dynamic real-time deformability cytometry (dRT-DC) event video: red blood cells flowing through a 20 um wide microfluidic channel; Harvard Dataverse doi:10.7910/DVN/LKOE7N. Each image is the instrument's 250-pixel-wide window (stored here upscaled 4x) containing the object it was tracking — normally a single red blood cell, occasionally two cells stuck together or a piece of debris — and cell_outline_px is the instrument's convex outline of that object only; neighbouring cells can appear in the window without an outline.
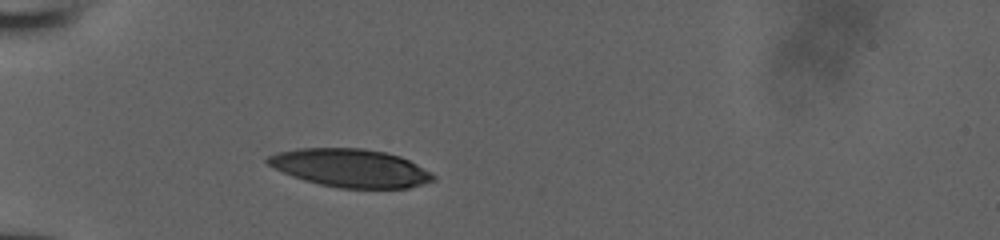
{"species": "human", "species_latin": "Homo sapiens", "temperature_condition": "room temperature", "stored_images_in_passage": 30, "camera_frame_rate_fps": 3000, "um_per_image_px": 0.085, "donor": {"sex": "male"}, "frame": {"image": 1, "passage_image": 1, "time_ms": 0.0, "image_size_px": [1000, 240], "cell_outline_px": [[436, 176], [432, 180], [408, 188], [340, 188], [320, 184], [304, 180], [292, 176], [268, 164], [264, 160], [268, 156], [276, 152], [300, 148], [364, 148], [384, 152], [400, 156], [432, 172]], "centroid_in_image_um": [29.77, 14.27], "position_along_channel_um": 55.2, "area_um2": 36.59}}
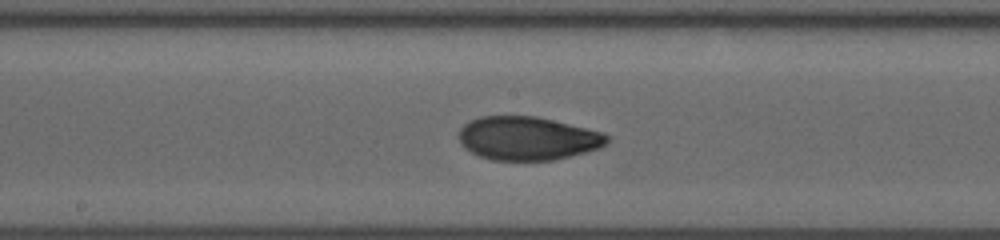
{"frame": {"image": 2, "passage_image": 13, "time_ms": 4.0, "image_size_px": [1000, 240], "cell_outline_px": [[608, 140], [600, 148], [552, 160], [492, 160], [480, 156], [464, 148], [460, 144], [460, 128], [464, 124], [480, 116], [536, 116], [604, 132], [608, 136]], "centroid_in_image_um": [44.83, 11.75], "position_along_channel_um": 203.4, "area_um2": 37.34}}
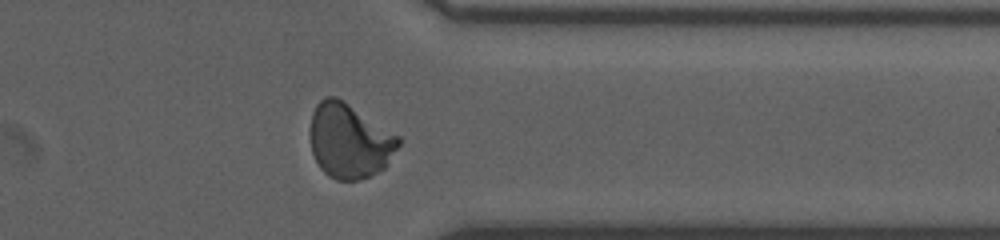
{"frame": {"image": 3, "passage_image": 26, "time_ms": 8.333, "image_size_px": [1000, 240], "cell_outline_px": [[400, 144], [388, 164], [384, 168], [368, 176], [356, 180], [336, 180], [328, 176], [320, 168], [312, 152], [308, 136], [308, 132], [312, 112], [316, 104], [324, 96], [336, 96], [400, 136]], "centroid_in_image_um": [29.67, 11.96], "position_along_channel_um": 381.7, "area_um2": 38.73}}